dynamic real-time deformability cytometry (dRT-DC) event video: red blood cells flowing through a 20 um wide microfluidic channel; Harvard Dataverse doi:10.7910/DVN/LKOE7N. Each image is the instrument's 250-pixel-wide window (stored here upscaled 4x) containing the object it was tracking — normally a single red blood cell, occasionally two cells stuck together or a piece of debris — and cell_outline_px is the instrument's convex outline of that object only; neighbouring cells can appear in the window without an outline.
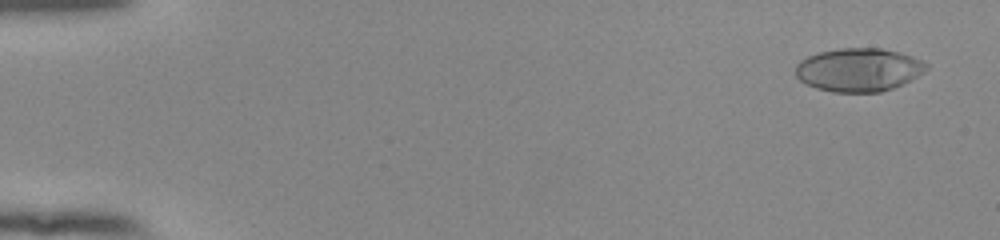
{"species": "human", "species_latin": "Homo sapiens", "temperature_condition": "room temperature", "stored_images_in_passage": 54, "camera_frame_rate_fps": 3000, "um_per_image_px": 0.085, "donor": {"sex": "female"}, "frame": {"image": 1, "passage_image": 3, "time_ms": 0.667, "image_size_px": [1000, 240], "cell_outline_px": [[928, 68], [924, 72], [892, 88], [880, 92], [832, 92], [816, 88], [804, 84], [796, 76], [796, 64], [800, 60], [808, 56], [820, 52], [840, 48], [880, 48], [900, 52], [924, 60], [928, 64]], "centroid_in_image_um": [72.98, 5.92], "position_along_channel_um": 12.0, "area_um2": 33.06}}
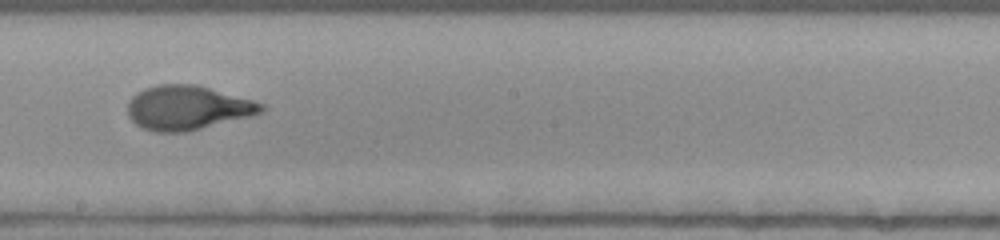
{"frame": {"image": 2, "passage_image": 32, "time_ms": 10.333, "image_size_px": [1000, 240], "cell_outline_px": [[268, 108], [264, 112], [252, 116], [188, 132], [152, 132], [140, 128], [128, 116], [128, 100], [136, 92], [144, 88], [156, 84], [196, 84], [252, 100], [264, 104]], "centroid_in_image_um": [15.93, 9.17], "position_along_channel_um": 232.3, "area_um2": 34.97}}
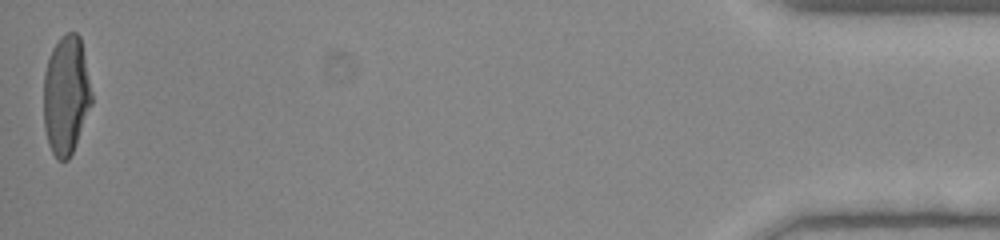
{"frame": {"image": 3, "passage_image": 54, "time_ms": 17.667, "image_size_px": [1000, 240], "cell_outline_px": [[92, 104], [72, 152], [68, 160], [56, 160], [48, 144], [44, 128], [44, 72], [52, 48], [60, 36], [68, 32], [76, 32], [80, 36], [92, 92]], "centroid_in_image_um": [5.61, 8.08], "position_along_channel_um": 429.6, "area_um2": 33.35}, "authors_computed_cell_mechanics": {"area_um2": 33.4084, "velocity_mm_per_s": 3.8778, "shape_relaxation_time_tau1_ms": 5.7637, "shape_relaxation_time_tau2_ms": null, "deformation_change_tau1": 0.2634, "deformation_change_tau2": null}}